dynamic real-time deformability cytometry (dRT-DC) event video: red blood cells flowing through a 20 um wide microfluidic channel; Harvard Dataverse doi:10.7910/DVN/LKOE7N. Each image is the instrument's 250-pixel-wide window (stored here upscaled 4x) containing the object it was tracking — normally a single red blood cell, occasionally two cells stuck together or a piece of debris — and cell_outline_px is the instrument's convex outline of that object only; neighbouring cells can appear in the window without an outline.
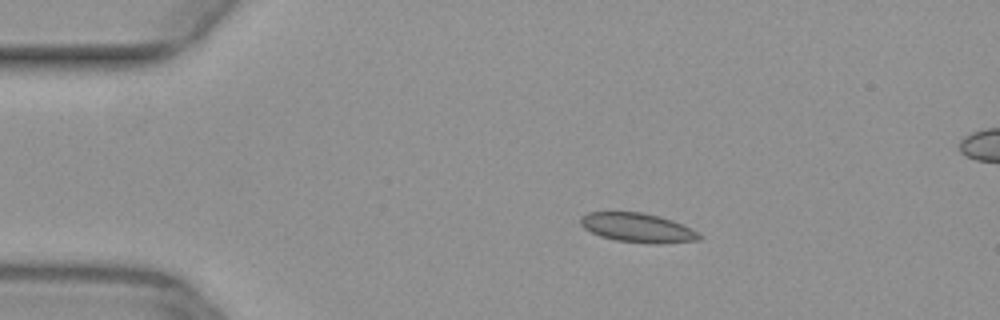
{"species": "common noctule bat (a hibernating species)", "species_latin": "Nyctalus noctula", "temperature_condition": "warm", "stored_images_in_passage": 43, "segment_of_instrument_passage": [1, 2], "camera_frame_rate_fps": 3000, "um_per_image_px": 0.085, "animal": {"sex": "female", "body_mass_g": 29.2, "forearm_length_mm": 56.3}, "frame": {"image": 1, "passage_image": 1, "time_ms": 0.0, "image_size_px": [1000, 320], "cell_outline_px": [[704, 236], [700, 240], [656, 244], [616, 240], [600, 236], [584, 228], [580, 224], [580, 216], [588, 212], [644, 212], [660, 216], [672, 220]], "centroid_in_image_um": [54.17, 19.35], "position_along_channel_um": 30.8, "area_um2": 20.11}}
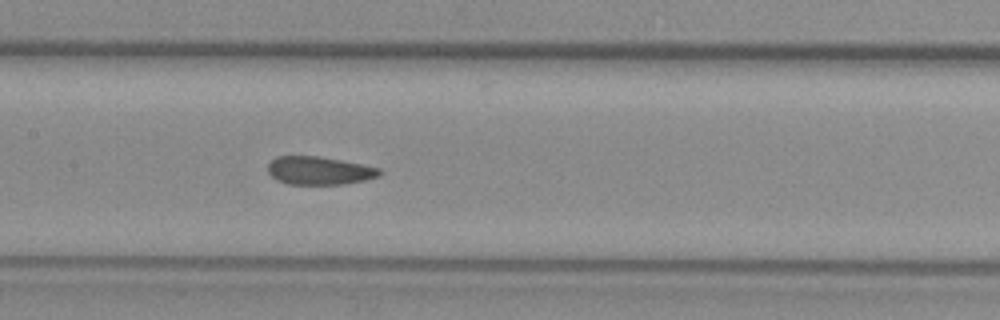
{"frame": {"image": 2, "passage_image": 16, "time_ms": 5.0, "image_size_px": [1000, 320], "cell_outline_px": [[380, 176], [364, 180], [344, 184], [288, 184], [276, 180], [268, 172], [268, 164], [276, 156], [316, 156], [340, 160], [380, 168]], "centroid_in_image_um": [27.1, 14.5], "position_along_channel_um": 180.3, "area_um2": 18.15}}
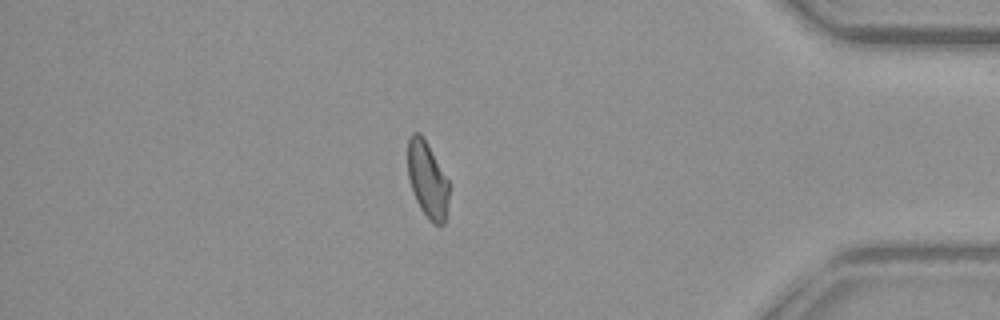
{"frame": {"image": 3, "passage_image": 35, "time_ms": 11.333, "image_size_px": [1000, 320], "cell_outline_px": [[448, 200], [444, 224], [432, 224], [428, 220], [420, 208], [412, 192], [408, 176], [408, 136], [412, 132], [420, 132], [428, 144], [448, 180]], "centroid_in_image_um": [36.31, 15.26], "position_along_channel_um": 398.9, "area_um2": 18.32}}